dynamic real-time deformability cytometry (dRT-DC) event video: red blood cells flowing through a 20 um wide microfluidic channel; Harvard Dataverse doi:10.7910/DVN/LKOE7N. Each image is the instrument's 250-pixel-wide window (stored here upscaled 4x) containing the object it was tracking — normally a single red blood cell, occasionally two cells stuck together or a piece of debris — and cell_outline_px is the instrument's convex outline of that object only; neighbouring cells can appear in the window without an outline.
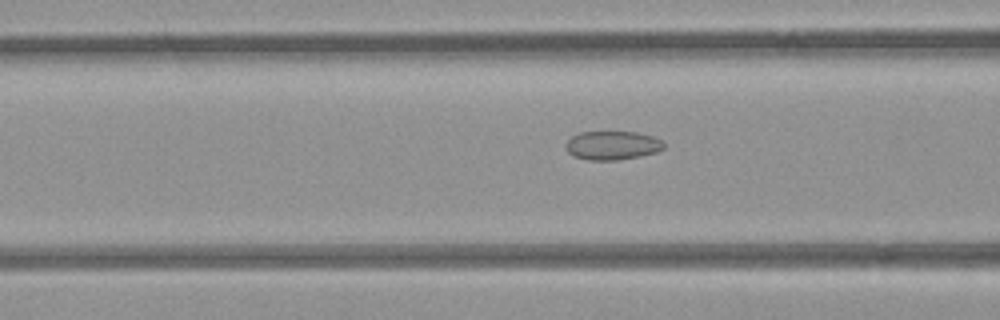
{"species": "common noctule bat (a hibernating species)", "species_latin": "Nyctalus noctula", "temperature_condition": "room temperature", "stored_images_in_passage": 27, "camera_frame_rate_fps": 3000, "um_per_image_px": 0.085, "animal": {"sex": "female", "body_mass_g": 21.9}, "frame": {"image": 1, "passage_image": 5, "time_ms": 1.333, "image_size_px": [1000, 320], "cell_outline_px": [[664, 148], [656, 152], [640, 156], [616, 160], [588, 160], [572, 156], [568, 152], [564, 144], [572, 136], [580, 132], [636, 132], [652, 136], [660, 140], [664, 144]], "centroid_in_image_um": [52.01, 12.36], "position_along_channel_um": 114.6, "area_um2": 16.42}}
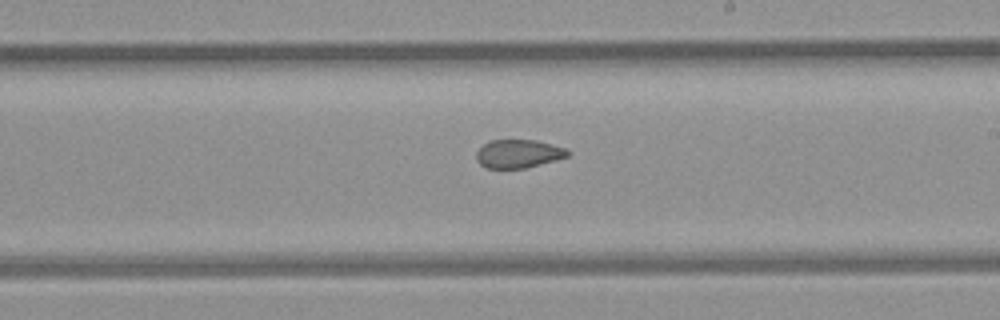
{"frame": {"image": 2, "passage_image": 15, "time_ms": 4.667, "image_size_px": [1000, 320], "cell_outline_px": [[572, 152], [568, 156], [556, 160], [524, 168], [484, 168], [476, 160], [476, 152], [488, 140], [536, 140], [564, 148]], "centroid_in_image_um": [44.04, 13.07], "position_along_channel_um": 245.0, "area_um2": 15.09}}
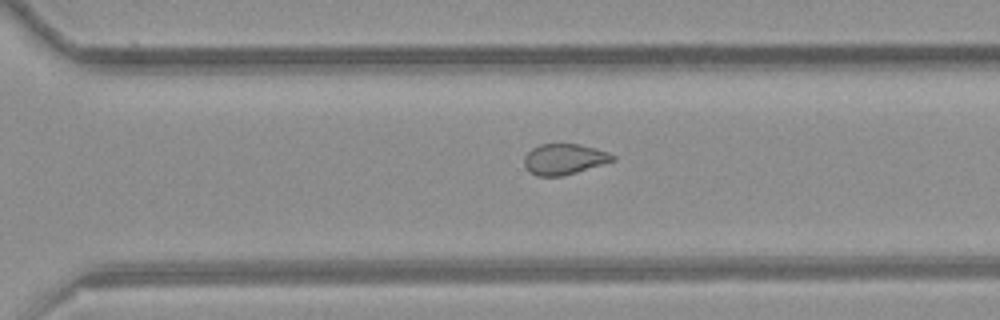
{"frame": {"image": 3, "passage_image": 21, "time_ms": 6.667, "image_size_px": [1000, 320], "cell_outline_px": [[616, 160], [576, 172], [560, 176], [536, 176], [524, 164], [524, 156], [532, 148], [540, 144], [580, 144], [596, 148], [608, 152], [616, 156]], "centroid_in_image_um": [47.98, 13.51], "position_along_channel_um": 322.6, "area_um2": 15.72}}